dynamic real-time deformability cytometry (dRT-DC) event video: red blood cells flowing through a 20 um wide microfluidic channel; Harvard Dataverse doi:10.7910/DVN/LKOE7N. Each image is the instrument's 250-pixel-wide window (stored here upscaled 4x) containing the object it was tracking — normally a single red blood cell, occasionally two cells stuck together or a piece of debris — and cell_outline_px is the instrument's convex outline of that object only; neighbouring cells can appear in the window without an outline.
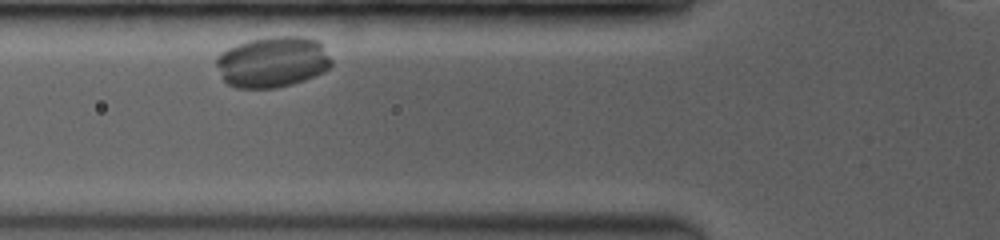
{"species": "common noctule bat (a hibernating species)", "species_latin": "Nyctalus noctula", "temperature_condition": "room temperature", "stored_images_in_passage": 6, "camera_frame_rate_fps": 3500, "um_per_image_px": 0.085, "animal": {"sex": "female", "body_mass_g": 19.0, "forearm_length_mm": 53.3}, "frame": {"image": 1, "passage_image": 4, "time_ms": 1.143, "image_size_px": [1000, 240], "cell_outline_px": [[332, 64], [324, 72], [304, 80], [292, 84], [276, 88], [236, 88], [228, 84], [224, 80], [216, 64], [216, 56], [220, 52], [236, 44], [252, 40], [272, 36], [300, 36], [316, 40], [320, 44], [332, 60]], "centroid_in_image_um": [23.15, 5.27], "position_along_channel_um": 102.6, "area_um2": 34.04}}